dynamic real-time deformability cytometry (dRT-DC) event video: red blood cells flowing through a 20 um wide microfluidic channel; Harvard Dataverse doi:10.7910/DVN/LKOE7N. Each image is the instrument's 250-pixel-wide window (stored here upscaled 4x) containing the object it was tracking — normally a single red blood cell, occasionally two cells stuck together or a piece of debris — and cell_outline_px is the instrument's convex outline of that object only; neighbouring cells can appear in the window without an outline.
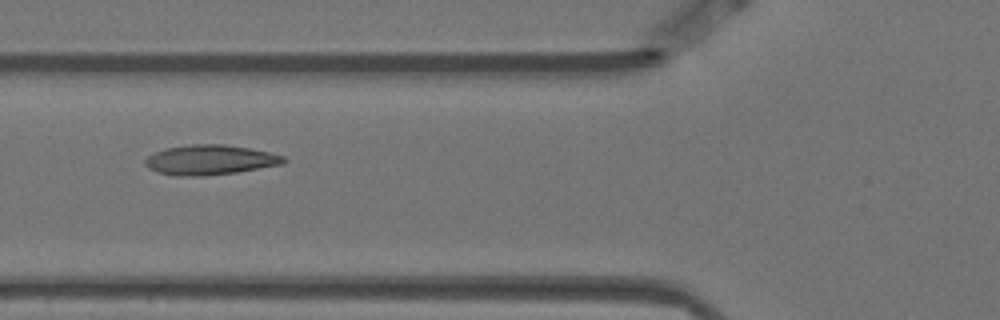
{"species": "Egyptian fruit bat (a non-hibernating species)", "species_latin": "Rousettus aegyptiacus", "temperature_condition": "warm", "stored_images_in_passage": 8, "camera_frame_rate_fps": 3000, "um_per_image_px": 0.085, "animal": {"sex": "female"}, "frame": {"image": 1, "passage_image": 6, "time_ms": 1.667, "image_size_px": [1000, 320], "cell_outline_px": [[288, 160], [284, 164], [236, 172], [204, 176], [176, 176], [156, 172], [148, 168], [144, 164], [144, 160], [148, 156], [164, 148], [192, 144], [224, 144], [248, 148], [268, 152], [284, 156]], "centroid_in_image_um": [17.84, 13.59], "position_along_channel_um": 108.0, "area_um2": 24.22}}
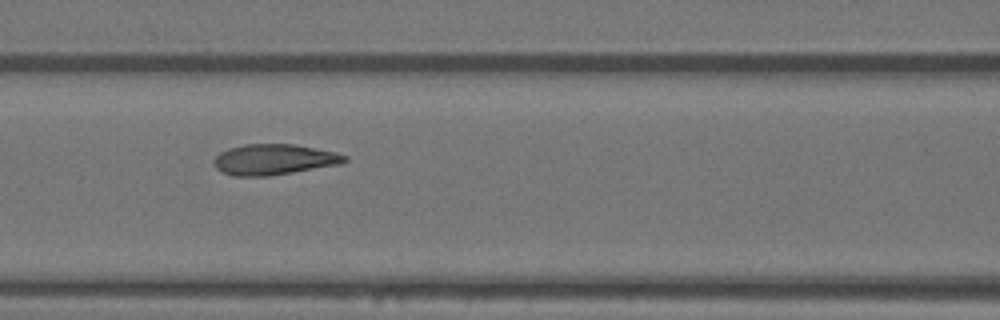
{"frame": {"image": 2, "passage_image": 7, "time_ms": 2.0, "image_size_px": [1000, 320], "cell_outline_px": [[348, 160], [340, 164], [268, 176], [232, 176], [216, 168], [212, 164], [212, 160], [220, 152], [228, 148], [244, 144], [292, 144], [336, 152], [348, 156]], "centroid_in_image_um": [23.26, 13.55], "position_along_channel_um": 143.3, "area_um2": 23.35}}
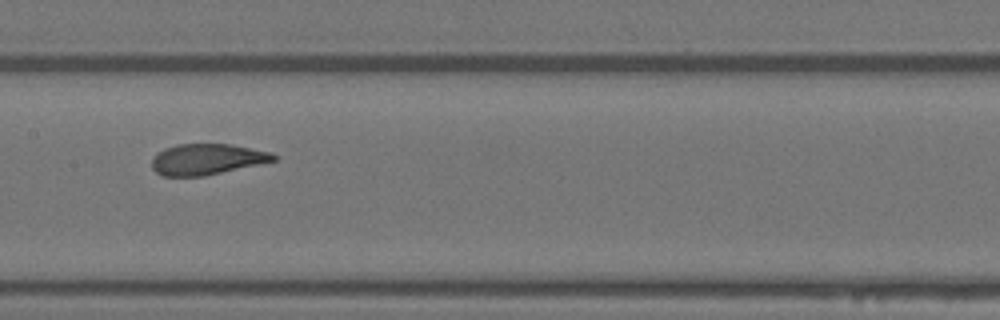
{"frame": {"image": 3, "passage_image": 8, "time_ms": 2.333, "image_size_px": [1000, 320], "cell_outline_px": [[276, 160], [204, 176], [160, 176], [152, 168], [152, 156], [156, 152], [164, 148], [176, 144], [232, 144], [272, 152], [276, 156]], "centroid_in_image_um": [17.54, 13.53], "position_along_channel_um": 189.9, "area_um2": 22.02}}